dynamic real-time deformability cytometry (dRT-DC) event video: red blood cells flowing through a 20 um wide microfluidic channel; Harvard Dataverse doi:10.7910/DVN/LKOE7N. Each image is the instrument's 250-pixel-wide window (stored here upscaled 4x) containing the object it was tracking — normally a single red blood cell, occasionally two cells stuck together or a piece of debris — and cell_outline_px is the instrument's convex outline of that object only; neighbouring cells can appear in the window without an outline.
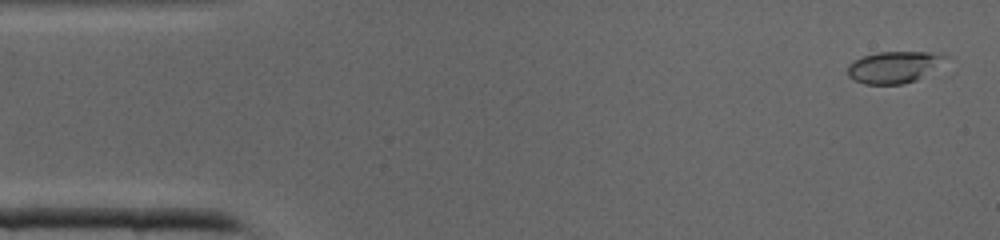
{"species": "common noctule bat (a hibernating species)", "species_latin": "Nyctalus noctula", "temperature_condition": "cold", "stored_images_in_passage": 33, "camera_frame_rate_fps": 3000, "um_per_image_px": 0.085, "animal": {"sex": "male", "body_mass_g": 19.0, "forearm_length_mm": 50.8}, "frame": {"image": 1, "passage_image": 1, "time_ms": 0.0, "image_size_px": [1000, 240], "cell_outline_px": [[948, 56], [916, 80], [904, 84], [864, 84], [848, 76], [848, 64], [864, 56], [880, 52], [928, 52]], "centroid_in_image_um": [75.9, 5.71], "position_along_channel_um": 9.1, "area_um2": 17.34}}
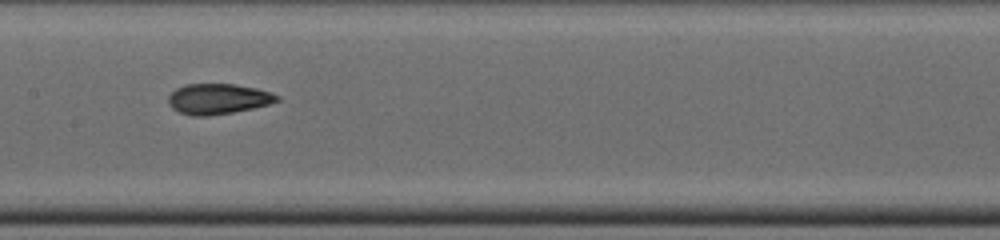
{"frame": {"image": 2, "passage_image": 19, "time_ms": 6.0, "image_size_px": [1000, 240], "cell_outline_px": [[280, 100], [268, 104], [252, 108], [232, 112], [208, 116], [192, 116], [180, 112], [172, 108], [168, 104], [168, 96], [176, 88], [184, 84], [236, 84], [256, 88], [280, 96]], "centroid_in_image_um": [18.5, 8.4], "position_along_channel_um": 188.9, "area_um2": 19.25}}
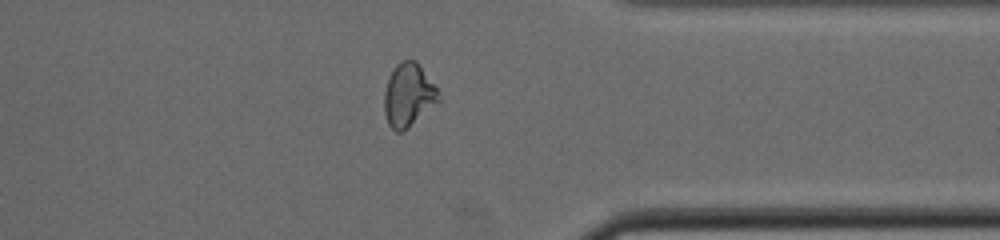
{"frame": {"image": 3, "passage_image": 31, "time_ms": 10.0, "image_size_px": [1000, 240], "cell_outline_px": [[440, 100], [408, 128], [400, 132], [396, 132], [388, 124], [384, 112], [384, 92], [388, 80], [396, 64], [400, 60], [416, 60], [436, 88]], "centroid_in_image_um": [34.69, 8.09], "position_along_channel_um": 376.7, "area_um2": 19.71}}